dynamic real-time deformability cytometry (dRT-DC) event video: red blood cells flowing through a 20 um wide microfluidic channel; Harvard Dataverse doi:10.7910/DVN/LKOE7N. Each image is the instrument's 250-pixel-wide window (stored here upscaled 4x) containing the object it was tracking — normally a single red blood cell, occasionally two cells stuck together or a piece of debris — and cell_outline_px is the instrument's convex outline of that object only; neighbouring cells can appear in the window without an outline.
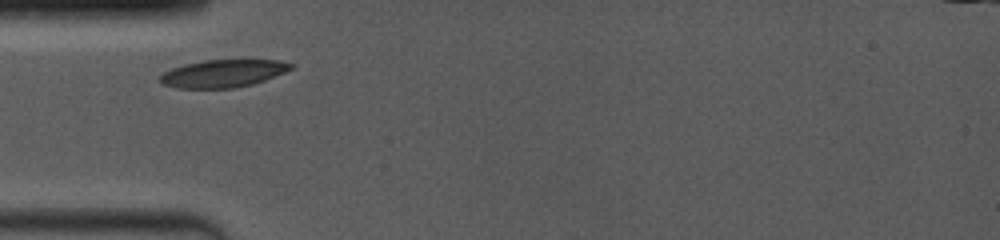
{"species": "common noctule bat (a hibernating species)", "species_latin": "Nyctalus noctula", "temperature_condition": "room temperature", "stored_images_in_passage": 7, "camera_frame_rate_fps": 4000, "um_per_image_px": 0.085, "animal": {"sex": "female", "body_mass_g": 19.0, "forearm_length_mm": 53.3}, "frame": {"image": 1, "passage_image": 1, "time_ms": 0.0, "image_size_px": [1000, 240], "cell_outline_px": [[292, 68], [284, 72], [264, 80], [252, 84], [232, 88], [176, 88], [164, 84], [160, 80], [160, 76], [164, 72], [172, 68], [184, 64], [204, 60], [280, 60], [292, 64]], "centroid_in_image_um": [18.94, 6.24], "position_along_channel_um": 66.1, "area_um2": 20.81}}
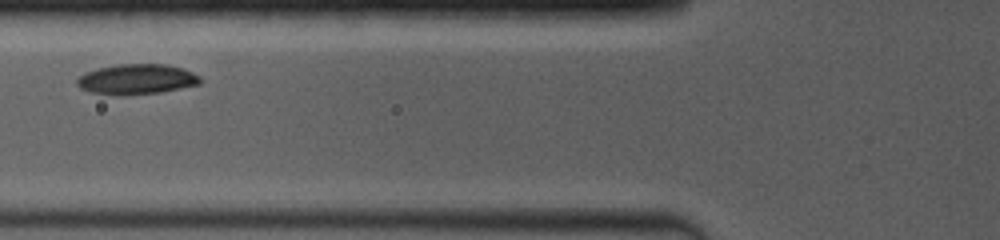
{"frame": {"image": 2, "passage_image": 3, "time_ms": 1.25, "image_size_px": [1000, 240], "cell_outline_px": [[200, 84], [160, 92], [124, 96], [120, 96], [92, 92], [80, 88], [76, 84], [76, 80], [84, 72], [96, 68], [116, 64], [168, 64], [184, 68], [200, 76]], "centroid_in_image_um": [11.59, 6.73], "position_along_channel_um": 114.2, "area_um2": 21.96}}
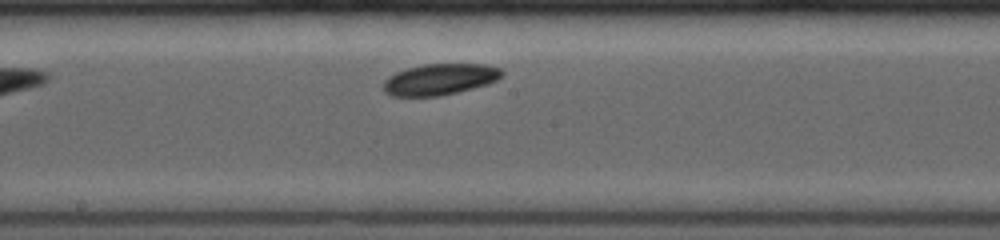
{"frame": {"image": 3, "passage_image": 7, "time_ms": 3.75, "image_size_px": [1000, 240], "cell_outline_px": [[504, 72], [496, 80], [488, 84], [440, 96], [392, 96], [384, 92], [384, 80], [388, 76], [396, 72], [408, 68], [424, 64], [488, 64], [504, 68]], "centroid_in_image_um": [37.4, 6.73], "position_along_channel_um": 210.8, "area_um2": 21.62}}